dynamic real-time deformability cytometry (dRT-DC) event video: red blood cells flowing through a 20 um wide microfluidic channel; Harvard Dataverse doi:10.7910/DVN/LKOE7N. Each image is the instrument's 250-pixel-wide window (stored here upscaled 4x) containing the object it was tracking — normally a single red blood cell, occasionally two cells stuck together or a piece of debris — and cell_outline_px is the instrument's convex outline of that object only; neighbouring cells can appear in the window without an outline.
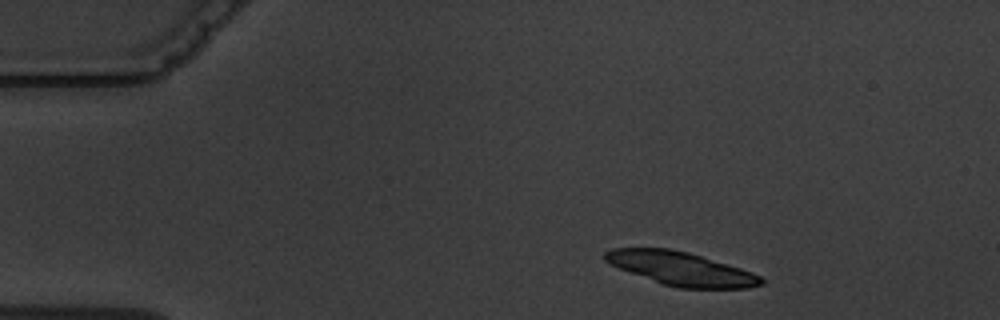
{"species": "common noctule bat (a hibernating species)", "species_latin": "Nyctalus noctula", "temperature_condition": "warm", "stored_images_in_passage": 4, "camera_frame_rate_fps": 3000, "um_per_image_px": 0.085, "animal": {"sex": "male", "body_mass_g": 19.5, "forearm_length_mm": 54.6}, "frame": {"image": 1, "passage_image": 2, "time_ms": 1.333, "image_size_px": [1000, 320], "cell_outline_px": [[764, 284], [748, 288], [680, 288], [660, 284], [620, 268], [604, 260], [604, 252], [612, 248], [668, 248], [688, 252], [740, 268], [752, 272], [760, 276], [764, 280]], "centroid_in_image_um": [57.89, 22.84], "position_along_channel_um": 27.1, "area_um2": 30.29}}